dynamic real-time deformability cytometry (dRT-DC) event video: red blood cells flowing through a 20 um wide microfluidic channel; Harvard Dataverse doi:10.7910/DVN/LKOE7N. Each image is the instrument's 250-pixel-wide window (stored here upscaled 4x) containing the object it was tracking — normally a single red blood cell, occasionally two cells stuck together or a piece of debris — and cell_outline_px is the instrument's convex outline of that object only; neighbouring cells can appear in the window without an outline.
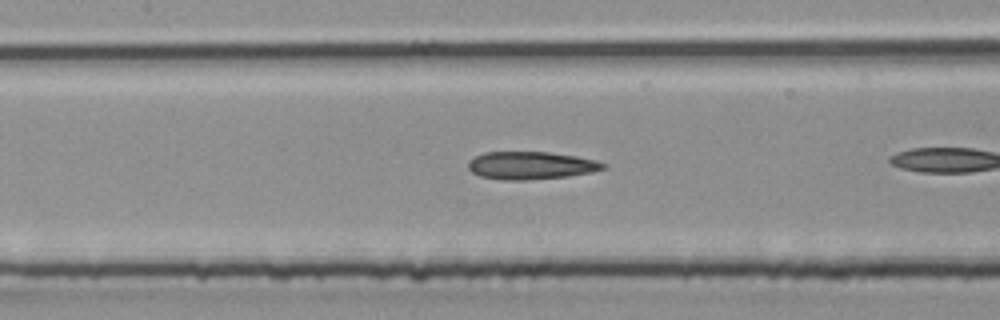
{"species": "common noctule bat (a hibernating species)", "species_latin": "Nyctalus noctula", "temperature_condition": "room temperature", "stored_images_in_passage": 15, "camera_frame_rate_fps": 3000, "um_per_image_px": 0.085, "animal": {"sex": "male", "body_mass_g": 20.4}, "frame": {"image": 1, "passage_image": 9, "time_ms": 2.667, "image_size_px": [1000, 320], "cell_outline_px": [[608, 168], [592, 172], [568, 176], [528, 180], [504, 180], [480, 176], [472, 172], [468, 168], [468, 160], [484, 152], [548, 152], [576, 156], [596, 160], [608, 164]], "centroid_in_image_um": [45.16, 14.06], "position_along_channel_um": 162.2, "area_um2": 21.96}}